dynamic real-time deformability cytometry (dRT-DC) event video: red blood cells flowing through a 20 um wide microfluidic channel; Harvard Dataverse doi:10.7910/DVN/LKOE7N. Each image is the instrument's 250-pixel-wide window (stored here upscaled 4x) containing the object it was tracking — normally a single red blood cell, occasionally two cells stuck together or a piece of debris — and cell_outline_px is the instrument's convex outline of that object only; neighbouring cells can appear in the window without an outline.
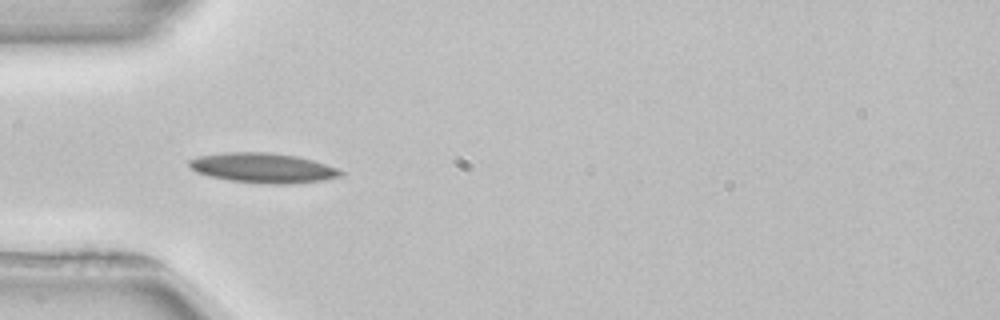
{"species": "common noctule bat (a hibernating species)", "species_latin": "Nyctalus noctula", "temperature_condition": "room temperature", "stored_images_in_passage": 52, "camera_frame_rate_fps": 3000, "um_per_image_px": 0.085, "animal": {"sex": "female", "body_mass_g": 22.7, "forearm_length_mm": 54.2}, "frame": {"image": 1, "passage_image": 16, "time_ms": 5.0, "image_size_px": [1000, 320], "cell_outline_px": [[344, 176], [324, 180], [292, 184], [268, 184], [228, 180], [208, 176], [196, 172], [188, 164], [188, 160], [200, 156], [224, 152], [268, 152], [296, 156], [312, 160], [336, 168], [344, 172]], "centroid_in_image_um": [22.36, 14.28], "position_along_channel_um": 62.6, "area_um2": 26.41}}
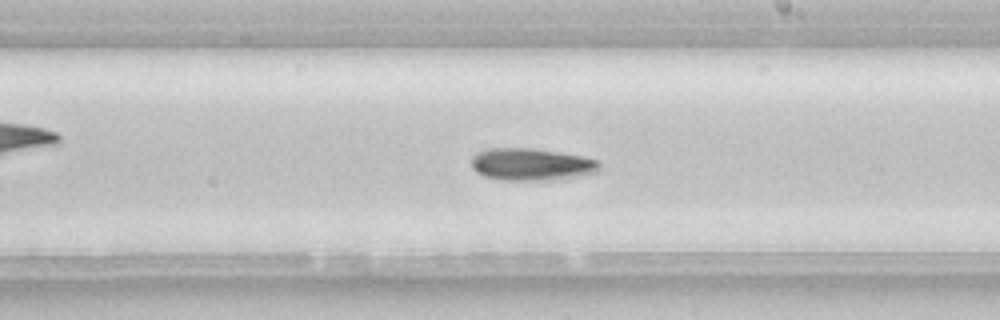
{"frame": {"image": 2, "passage_image": 30, "time_ms": 9.667, "image_size_px": [1000, 320], "cell_outline_px": [[600, 168], [596, 172], [564, 180], [500, 180], [484, 176], [476, 172], [472, 168], [472, 156], [476, 152], [488, 148], [532, 148], [584, 156], [596, 160], [600, 164]], "centroid_in_image_um": [45.17, 13.98], "position_along_channel_um": 243.8, "area_um2": 24.39}}